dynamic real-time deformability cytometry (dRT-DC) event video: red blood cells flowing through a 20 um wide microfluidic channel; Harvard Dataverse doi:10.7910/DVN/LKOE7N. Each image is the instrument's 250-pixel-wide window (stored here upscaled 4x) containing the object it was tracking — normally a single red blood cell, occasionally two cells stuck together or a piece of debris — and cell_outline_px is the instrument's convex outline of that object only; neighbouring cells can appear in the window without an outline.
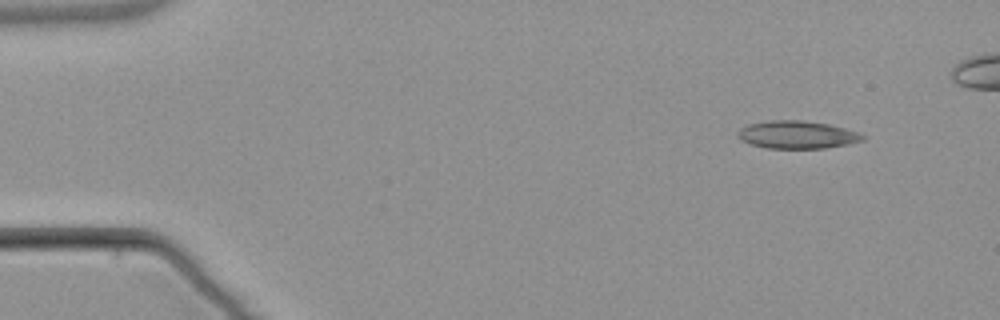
{"species": "common noctule bat (a hibernating species)", "species_latin": "Nyctalus noctula", "temperature_condition": "warm", "stored_images_in_passage": 5, "camera_frame_rate_fps": 3000, "um_per_image_px": 0.085, "animal": {"sex": "male", "body_mass_g": 21.5, "forearm_length_mm": 52.0}, "frame": {"image": 1, "passage_image": 1, "time_ms": 0.0, "image_size_px": [1000, 320], "cell_outline_px": [[864, 140], [848, 144], [824, 148], [764, 148], [740, 140], [736, 136], [736, 132], [740, 128], [748, 124], [768, 120], [804, 120], [828, 124], [860, 132], [864, 136]], "centroid_in_image_um": [67.72, 11.44], "position_along_channel_um": 17.3, "area_um2": 20.35}}